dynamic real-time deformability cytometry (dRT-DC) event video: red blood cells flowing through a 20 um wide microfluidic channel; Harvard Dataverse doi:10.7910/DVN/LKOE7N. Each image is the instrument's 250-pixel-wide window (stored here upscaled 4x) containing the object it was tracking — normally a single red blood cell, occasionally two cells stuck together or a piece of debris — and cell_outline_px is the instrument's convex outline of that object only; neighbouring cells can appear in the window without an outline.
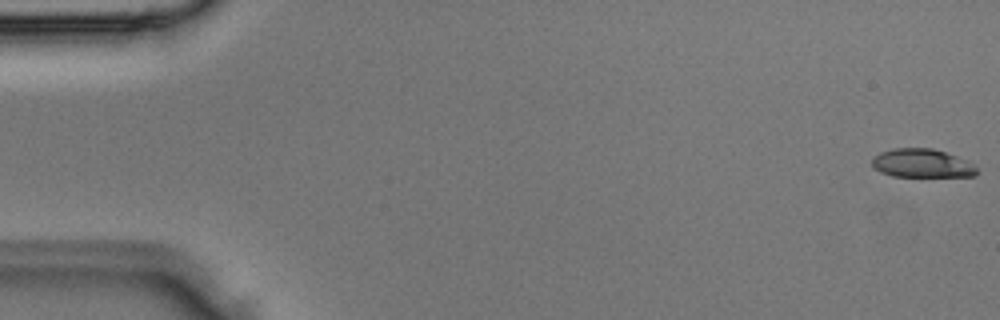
{"species": "Egyptian fruit bat (a non-hibernating species)", "species_latin": "Rousettus aegyptiacus", "temperature_condition": "room temperature", "stored_images_in_passage": 4, "camera_frame_rate_fps": 3000, "um_per_image_px": 0.085, "animal": {"sex": "male"}, "frame": {"image": 1, "passage_image": 1, "time_ms": 0.0, "image_size_px": [1000, 320], "cell_outline_px": [[976, 176], [892, 176], [880, 172], [872, 168], [872, 156], [880, 152], [892, 148], [932, 148], [968, 160], [976, 168]], "centroid_in_image_um": [78.31, 13.87], "position_along_channel_um": 6.7, "area_um2": 17.51}}